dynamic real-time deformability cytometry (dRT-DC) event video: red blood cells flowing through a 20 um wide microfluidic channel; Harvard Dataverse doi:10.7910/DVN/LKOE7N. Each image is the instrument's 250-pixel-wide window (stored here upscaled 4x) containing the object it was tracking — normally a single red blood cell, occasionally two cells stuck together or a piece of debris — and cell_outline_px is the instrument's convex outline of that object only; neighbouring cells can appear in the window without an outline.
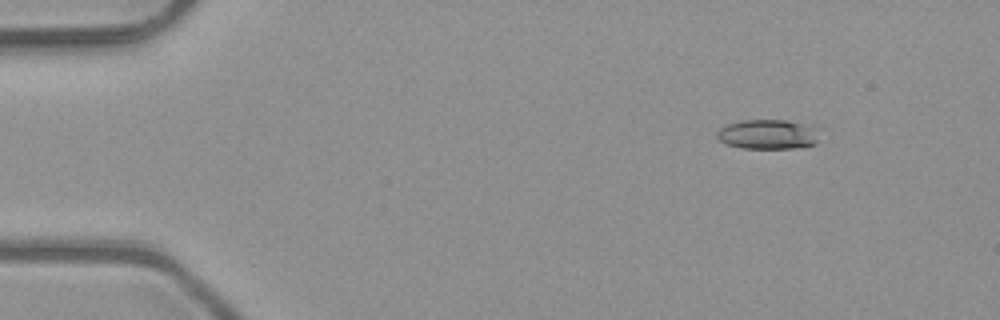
{"species": "common noctule bat (a hibernating species)", "species_latin": "Nyctalus noctula", "temperature_condition": "room temperature", "stored_images_in_passage": 3, "camera_frame_rate_fps": 3000, "um_per_image_px": 0.085, "animal": {"sex": "male", "body_mass_g": 23.1, "forearm_length_mm": 52.7}, "frame": {"image": 1, "passage_image": 1, "time_ms": 0.0, "image_size_px": [1000, 320], "cell_outline_px": [[816, 144], [796, 148], [744, 148], [728, 144], [720, 140], [716, 136], [716, 132], [720, 128], [728, 124], [740, 120], [784, 120], [800, 124], [808, 128], [816, 140]], "centroid_in_image_um": [65.11, 11.43], "position_along_channel_um": 19.9, "area_um2": 16.88}}